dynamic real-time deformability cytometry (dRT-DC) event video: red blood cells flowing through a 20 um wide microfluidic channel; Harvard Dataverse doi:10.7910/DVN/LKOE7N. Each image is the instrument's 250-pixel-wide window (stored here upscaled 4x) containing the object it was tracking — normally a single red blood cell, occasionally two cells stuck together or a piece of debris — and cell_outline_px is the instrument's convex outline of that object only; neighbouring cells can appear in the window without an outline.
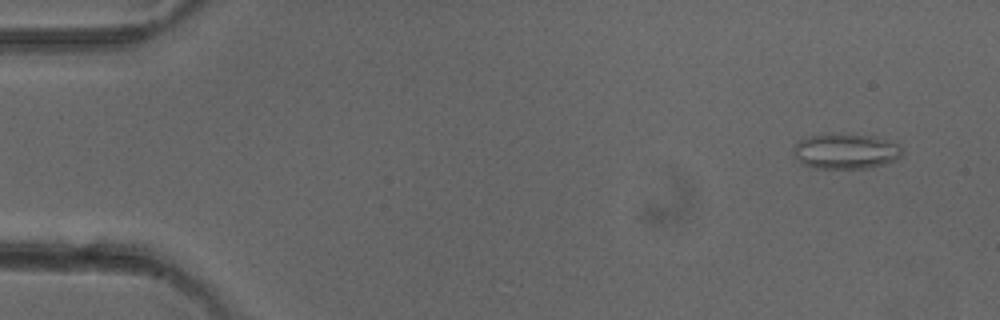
{"species": "common noctule bat (a hibernating species)", "species_latin": "Nyctalus noctula", "temperature_condition": "cold", "stored_images_in_passage": 4, "camera_frame_rate_fps": 3000, "um_per_image_px": 0.085, "animal": {"sex": "female"}, "frame": {"image": 1, "passage_image": 1, "time_ms": 0.0, "image_size_px": [1000, 320], "cell_outline_px": [[900, 156], [896, 160], [884, 164], [868, 168], [812, 168], [800, 164], [792, 152], [792, 148], [800, 140], [808, 136], [876, 136], [896, 144], [900, 148]], "centroid_in_image_um": [71.83, 12.9], "position_along_channel_um": 13.2, "area_um2": 21.73}}